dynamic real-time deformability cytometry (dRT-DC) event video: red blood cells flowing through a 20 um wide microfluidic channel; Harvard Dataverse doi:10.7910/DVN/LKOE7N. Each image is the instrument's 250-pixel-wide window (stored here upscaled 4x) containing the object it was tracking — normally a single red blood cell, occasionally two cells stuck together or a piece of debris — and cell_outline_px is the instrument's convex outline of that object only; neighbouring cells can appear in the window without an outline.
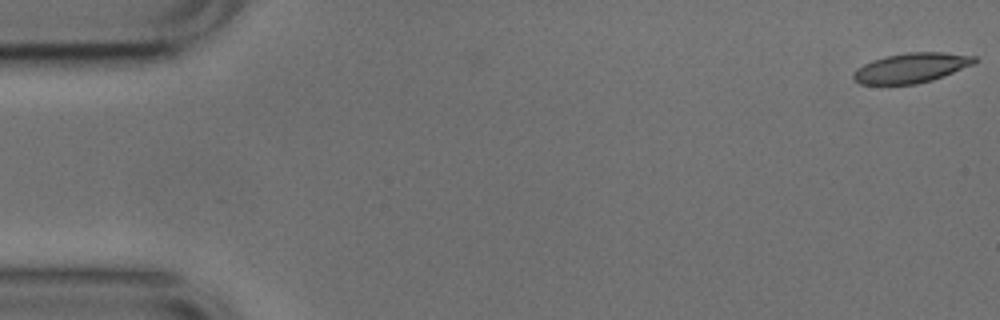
{"species": "common noctule bat (a hibernating species)", "species_latin": "Nyctalus noctula", "temperature_condition": "cold", "stored_images_in_passage": 53, "camera_frame_rate_fps": 3000, "um_per_image_px": 0.085, "animal": {"sex": "male", "body_mass_g": 17.9, "forearm_length_mm": 54.2}, "frame": {"image": 1, "passage_image": 1, "time_ms": 0.0, "image_size_px": [1000, 320], "cell_outline_px": [[980, 60], [976, 64], [932, 80], [916, 84], [860, 84], [852, 76], [856, 68], [872, 60], [884, 56], [908, 52], [944, 52], [976, 56]], "centroid_in_image_um": [77.51, 5.75], "position_along_channel_um": 7.5, "area_um2": 21.21}}
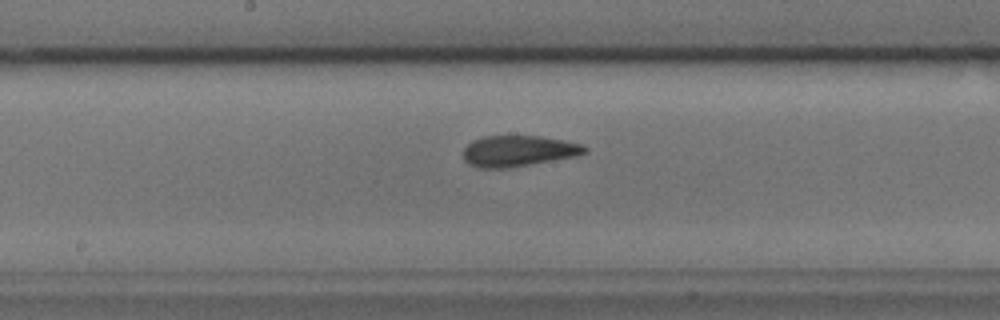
{"frame": {"image": 2, "passage_image": 27, "time_ms": 8.667, "image_size_px": [1000, 320], "cell_outline_px": [[588, 152], [576, 156], [512, 168], [480, 168], [468, 164], [464, 160], [464, 148], [472, 140], [484, 136], [540, 136], [564, 140], [580, 144], [588, 148]], "centroid_in_image_um": [44.06, 12.84], "position_along_channel_um": 204.1, "area_um2": 22.08}}
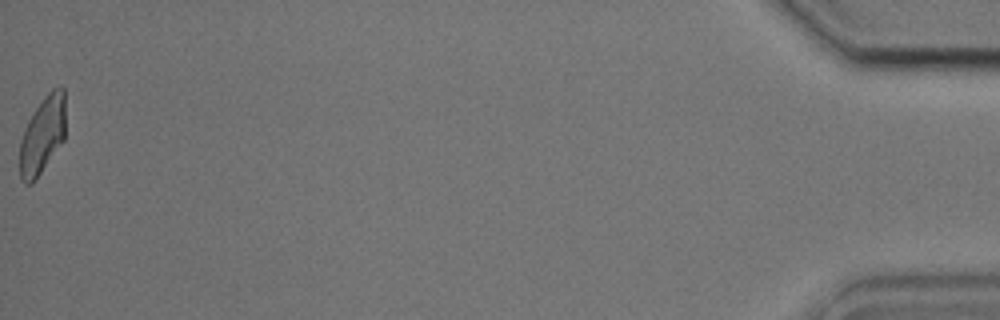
{"frame": {"image": 3, "passage_image": 53, "time_ms": 17.333, "image_size_px": [1000, 320], "cell_outline_px": [[64, 140], [36, 180], [32, 184], [24, 184], [20, 180], [20, 140], [24, 128], [32, 112], [44, 96], [52, 88], [60, 84], [64, 88]], "centroid_in_image_um": [3.59, 11.48], "position_along_channel_um": 431.6, "area_um2": 20.92}, "authors_computed_cell_mechanics": {"area_um2": 21.5594, "velocity_mm_per_s": 3.7712, "shape_relaxation_time_tau1_ms": 5.7932, "shape_relaxation_time_tau2_ms": 2.4043, "deformation_change_tau1": 0.1885, "deformation_change_tau2": 0.1087}}